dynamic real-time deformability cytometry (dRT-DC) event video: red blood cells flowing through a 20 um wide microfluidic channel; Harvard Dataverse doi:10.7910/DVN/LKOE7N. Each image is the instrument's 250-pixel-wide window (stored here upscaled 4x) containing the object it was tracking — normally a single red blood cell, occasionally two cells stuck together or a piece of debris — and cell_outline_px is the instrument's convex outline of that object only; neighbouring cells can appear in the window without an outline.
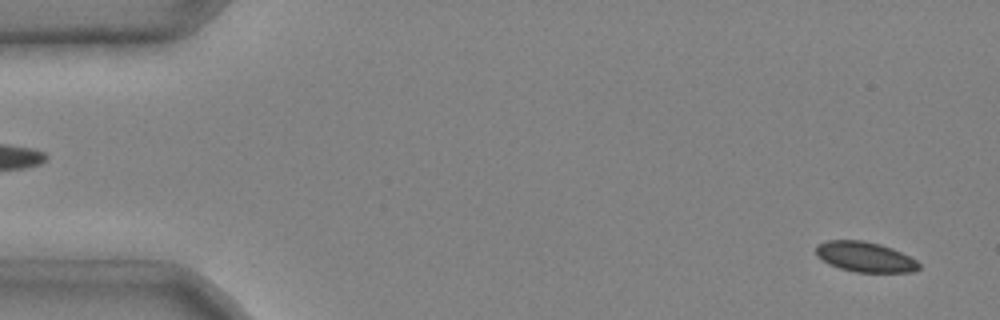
{"species": "common noctule bat (a hibernating species)", "species_latin": "Nyctalus noctula", "temperature_condition": "cold", "stored_images_in_passage": 5, "segment_of_instrument_passage": [2, 2], "camera_frame_rate_fps": 3000, "um_per_image_px": 0.085, "animal": {"sex": "male", "body_mass_g": 20.4}, "frame": {"image": 1, "passage_image": 5, "time_ms": 1.333, "image_size_px": [1000, 320], "cell_outline_px": [[920, 268], [912, 272], [856, 272], [840, 268], [828, 264], [816, 256], [816, 244], [828, 240], [864, 240], [880, 244], [892, 248], [916, 260], [920, 264]], "centroid_in_image_um": [73.5, 21.83], "position_along_channel_um": 11.5, "area_um2": 18.15}}